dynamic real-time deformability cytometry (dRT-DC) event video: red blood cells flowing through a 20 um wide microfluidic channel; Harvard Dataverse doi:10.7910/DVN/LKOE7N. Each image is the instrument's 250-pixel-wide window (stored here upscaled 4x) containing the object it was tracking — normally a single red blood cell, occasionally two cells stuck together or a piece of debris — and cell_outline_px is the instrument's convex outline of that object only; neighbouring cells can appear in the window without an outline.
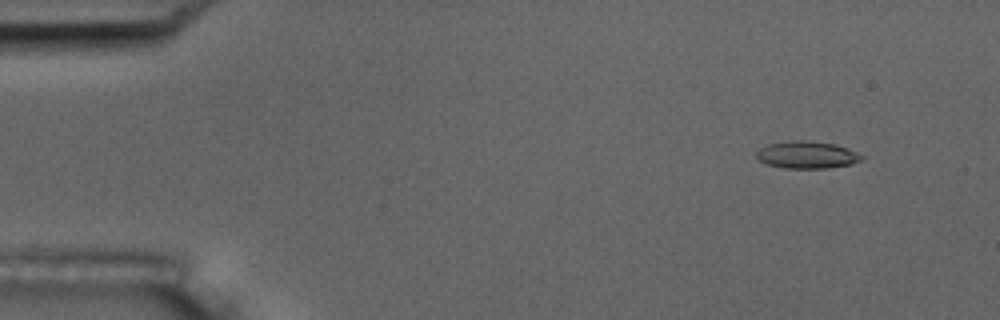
{"species": "common noctule bat (a hibernating species)", "species_latin": "Nyctalus noctula", "temperature_condition": "room temperature", "stored_images_in_passage": 6, "camera_frame_rate_fps": 3000, "um_per_image_px": 0.085, "animal": {"sex": "male", "body_mass_g": 17.5, "forearm_length_mm": 52.3}, "frame": {"image": 1, "passage_image": 2, "time_ms": 1.333, "image_size_px": [1000, 320], "cell_outline_px": [[864, 156], [860, 160], [852, 164], [828, 168], [784, 168], [768, 164], [760, 160], [756, 156], [756, 152], [760, 148], [768, 144], [792, 140], [800, 140], [832, 144], [856, 152]], "centroid_in_image_um": [68.56, 13.17], "position_along_channel_um": 16.4, "area_um2": 16.36}}
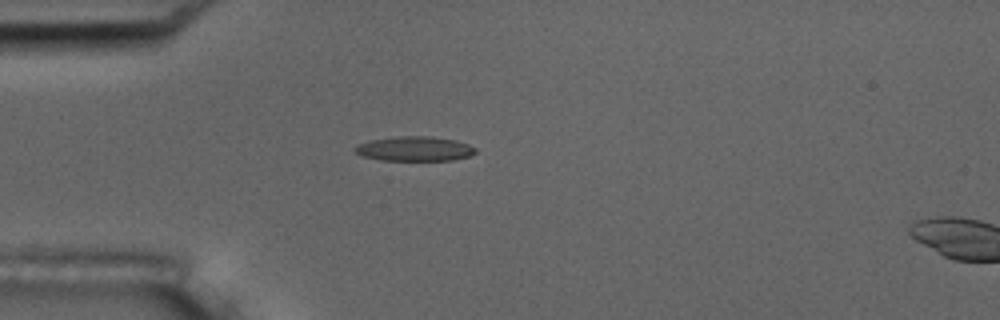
{"frame": {"image": 2, "passage_image": 5, "time_ms": 4.667, "image_size_px": [1000, 320], "cell_outline_px": [[476, 152], [472, 156], [452, 160], [380, 160], [364, 156], [352, 152], [352, 148], [356, 144], [368, 140], [400, 136], [432, 136], [456, 140], [468, 144], [476, 148]], "centroid_in_image_um": [35.21, 12.64], "position_along_channel_um": 49.8, "area_um2": 17.57}}